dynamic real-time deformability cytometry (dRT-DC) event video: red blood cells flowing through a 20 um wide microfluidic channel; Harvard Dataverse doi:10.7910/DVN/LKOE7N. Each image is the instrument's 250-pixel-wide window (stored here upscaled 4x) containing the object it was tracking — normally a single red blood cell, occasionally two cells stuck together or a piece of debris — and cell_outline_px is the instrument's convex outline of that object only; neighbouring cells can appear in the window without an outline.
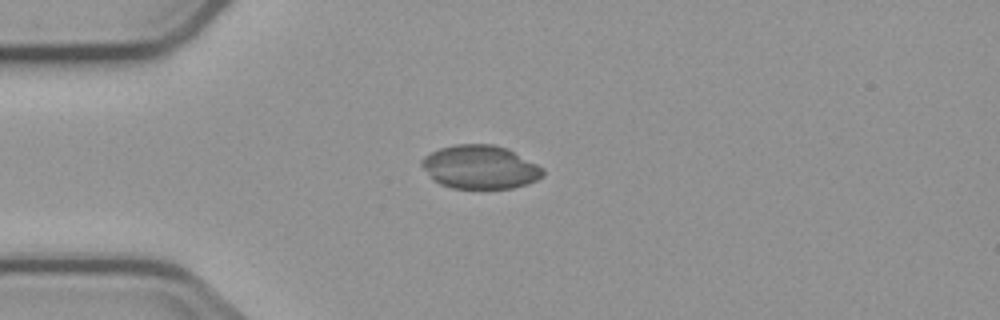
{"species": "common noctule bat (a hibernating species)", "species_latin": "Nyctalus noctula", "temperature_condition": "cold", "stored_images_in_passage": 5, "camera_frame_rate_fps": 3000, "um_per_image_px": 0.085, "animal": {"sex": "male", "body_mass_g": 23.1, "forearm_length_mm": 52.7}, "frame": {"image": 1, "passage_image": 5, "time_ms": 6.333, "image_size_px": [1000, 320], "cell_outline_px": [[544, 176], [528, 184], [512, 188], [452, 188], [440, 184], [420, 164], [420, 160], [424, 156], [440, 148], [456, 144], [492, 144], [508, 148], [544, 168]], "centroid_in_image_um": [40.85, 14.19], "position_along_channel_um": 44.2, "area_um2": 30.63}}